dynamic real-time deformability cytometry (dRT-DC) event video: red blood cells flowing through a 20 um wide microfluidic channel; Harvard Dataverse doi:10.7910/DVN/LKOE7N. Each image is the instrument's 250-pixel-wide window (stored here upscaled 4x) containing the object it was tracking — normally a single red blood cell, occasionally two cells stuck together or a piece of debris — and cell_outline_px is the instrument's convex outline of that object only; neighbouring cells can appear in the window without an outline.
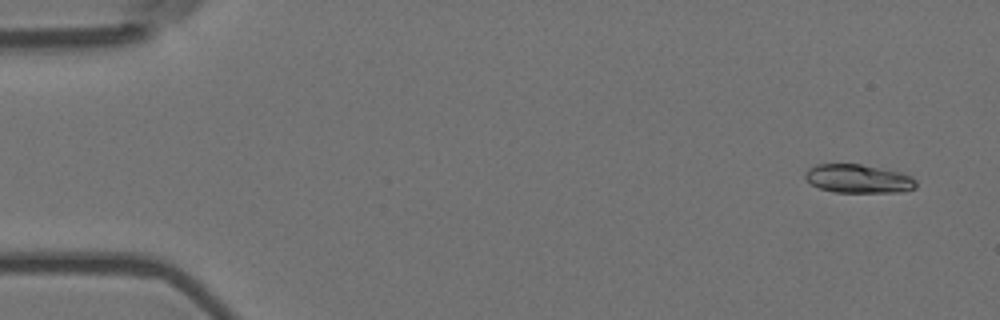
{"species": "Egyptian fruit bat (a non-hibernating species)", "species_latin": "Rousettus aegyptiacus", "temperature_condition": "room temperature", "stored_images_in_passage": 7, "camera_frame_rate_fps": 3000, "um_per_image_px": 0.085, "animal": {"sex": "female"}, "frame": {"image": 1, "passage_image": 1, "time_ms": 0.0, "image_size_px": [1000, 320], "cell_outline_px": [[916, 188], [900, 192], [832, 192], [820, 188], [812, 184], [804, 176], [804, 172], [808, 168], [816, 164], [860, 164], [900, 172], [912, 176], [916, 180]], "centroid_in_image_um": [72.96, 15.19], "position_along_channel_um": 12.0, "area_um2": 18.5}}
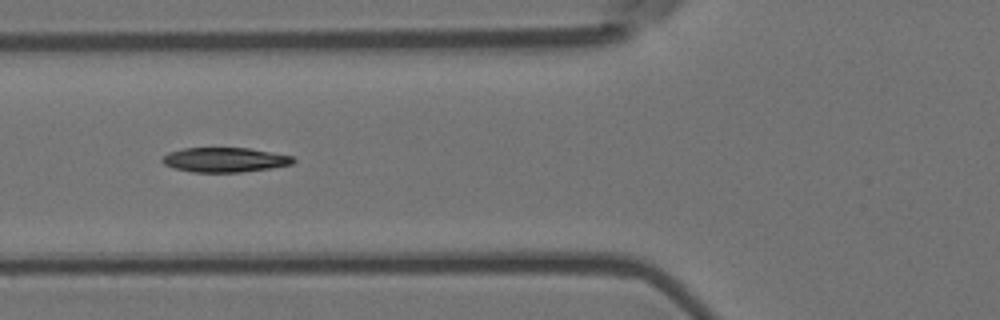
{"frame": {"image": 2, "passage_image": 6, "time_ms": 1.667, "image_size_px": [1000, 320], "cell_outline_px": [[296, 160], [292, 164], [268, 168], [240, 172], [192, 172], [172, 168], [164, 164], [160, 160], [168, 152], [184, 148], [248, 148], [292, 156]], "centroid_in_image_um": [19.05, 13.58], "position_along_channel_um": 106.7, "area_um2": 18.67}}
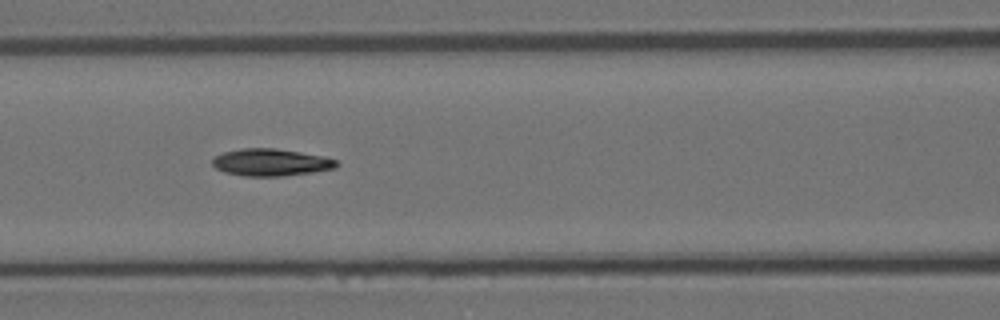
{"frame": {"image": 3, "passage_image": 7, "time_ms": 2.0, "image_size_px": [1000, 320], "cell_outline_px": [[340, 164], [336, 168], [312, 172], [284, 176], [244, 176], [224, 172], [216, 168], [212, 164], [212, 160], [216, 156], [224, 152], [240, 148], [276, 148], [324, 156], [336, 160]], "centroid_in_image_um": [23.04, 13.8], "position_along_channel_um": 143.6, "area_um2": 19.71}}